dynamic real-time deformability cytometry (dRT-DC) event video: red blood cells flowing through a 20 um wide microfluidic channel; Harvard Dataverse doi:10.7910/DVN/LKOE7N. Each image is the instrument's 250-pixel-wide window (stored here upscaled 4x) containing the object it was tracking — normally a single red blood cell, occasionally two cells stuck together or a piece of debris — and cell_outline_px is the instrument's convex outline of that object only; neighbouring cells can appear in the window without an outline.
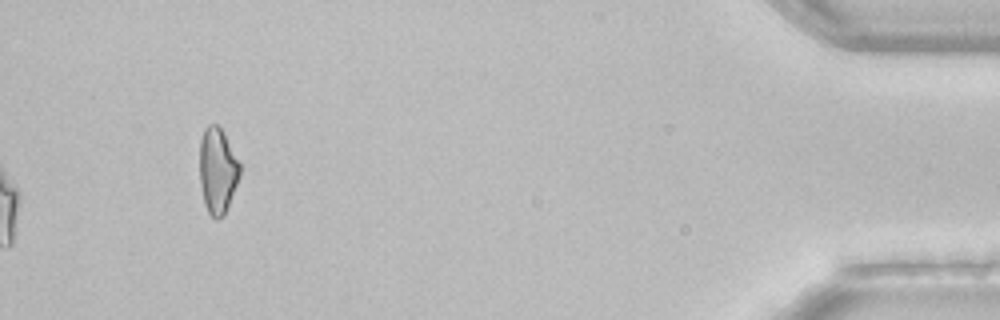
{"species": "common noctule bat (a hibernating species)", "species_latin": "Nyctalus noctula", "temperature_condition": "room temperature", "stored_images_in_passage": 51, "camera_frame_rate_fps": 3000, "um_per_image_px": 0.085, "animal": {"sex": "female", "body_mass_g": 22.7, "forearm_length_mm": 54.2}, "frame": {"image": 1, "passage_image": 51, "time_ms": 16.667, "image_size_px": [1000, 320], "cell_outline_px": [[240, 176], [224, 216], [216, 220], [208, 212], [204, 204], [200, 184], [200, 140], [204, 128], [208, 124], [220, 124], [240, 164]], "centroid_in_image_um": [18.49, 14.48], "position_along_channel_um": 416.7, "area_um2": 20.29}, "authors_computed_cell_mechanics": {"area_um2": 22.3686, "velocity_mm_per_s": 4.012, "shape_relaxation_time_tau1_ms": null, "shape_relaxation_time_tau2_ms": 2.3049, "deformation_change_tau1": null, "deformation_change_tau2": 0.0662}}